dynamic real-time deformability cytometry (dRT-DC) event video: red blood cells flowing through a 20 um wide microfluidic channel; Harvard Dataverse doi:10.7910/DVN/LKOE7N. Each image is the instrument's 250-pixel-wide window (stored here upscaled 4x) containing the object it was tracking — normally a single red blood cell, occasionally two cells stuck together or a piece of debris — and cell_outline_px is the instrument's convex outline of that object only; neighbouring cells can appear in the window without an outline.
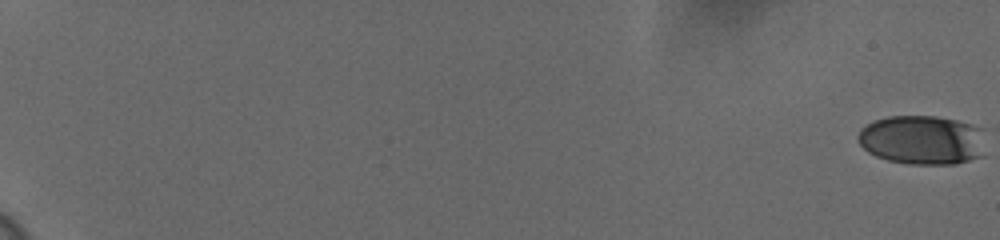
{"species": "human", "species_latin": "Homo sapiens", "temperature_condition": "cold", "stored_images_in_passage": 62, "camera_frame_rate_fps": 3000, "um_per_image_px": 0.085, "donor": {"sex": "female"}, "frame": {"image": 1, "passage_image": 1, "time_ms": 0.0, "image_size_px": [1000, 240], "cell_outline_px": [[984, 156], [956, 164], [908, 164], [888, 160], [876, 156], [868, 152], [856, 140], [856, 136], [860, 128], [876, 120], [888, 116], [936, 116], [956, 120], [972, 124], [984, 128]], "centroid_in_image_um": [78.42, 11.9], "position_along_channel_um": 6.6, "area_um2": 37.22}}
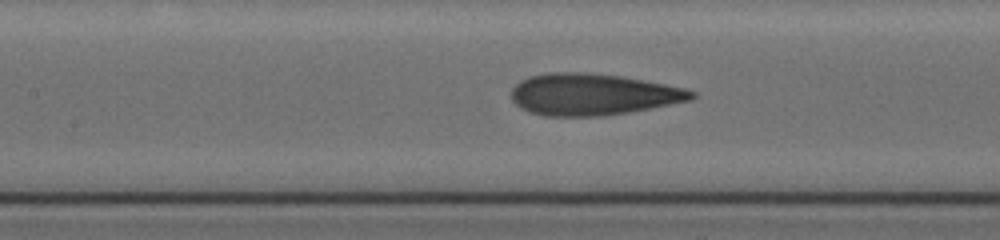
{"frame": {"image": 2, "passage_image": 34, "time_ms": 11.0, "image_size_px": [1000, 240], "cell_outline_px": [[696, 96], [692, 100], [628, 112], [604, 116], [544, 116], [528, 112], [520, 108], [512, 100], [512, 88], [520, 80], [528, 76], [548, 72], [584, 72], [620, 76], [664, 84], [684, 88], [696, 92]], "centroid_in_image_um": [50.35, 8.02], "position_along_channel_um": 157.1, "area_um2": 43.75}}
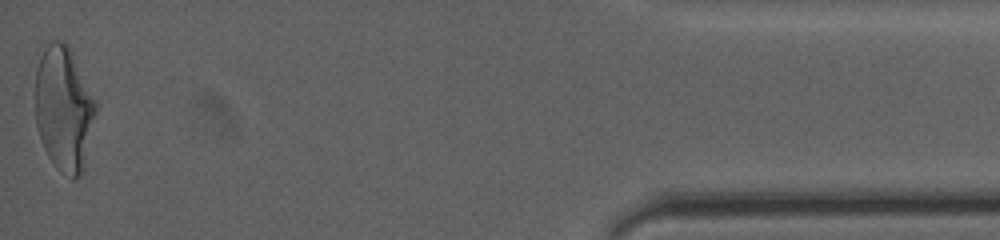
{"frame": {"image": 3, "passage_image": 62, "time_ms": 20.333, "image_size_px": [1000, 240], "cell_outline_px": [[96, 112], [80, 176], [72, 180], [60, 172], [56, 168], [48, 156], [44, 148], [36, 124], [36, 68], [48, 44], [52, 40], [64, 40], [68, 44], [96, 100]], "centroid_in_image_um": [5.42, 9.23], "position_along_channel_um": 429.8, "area_um2": 43.41}, "authors_computed_cell_mechanics": {"area_um2": 41.1247, "velocity_mm_per_s": 3.638, "shape_relaxation_time_tau1_ms": 4.7789, "shape_relaxation_time_tau2_ms": 1.1276, "deformation_change_tau1": 0.1917, "deformation_change_tau2": 0.0926}}